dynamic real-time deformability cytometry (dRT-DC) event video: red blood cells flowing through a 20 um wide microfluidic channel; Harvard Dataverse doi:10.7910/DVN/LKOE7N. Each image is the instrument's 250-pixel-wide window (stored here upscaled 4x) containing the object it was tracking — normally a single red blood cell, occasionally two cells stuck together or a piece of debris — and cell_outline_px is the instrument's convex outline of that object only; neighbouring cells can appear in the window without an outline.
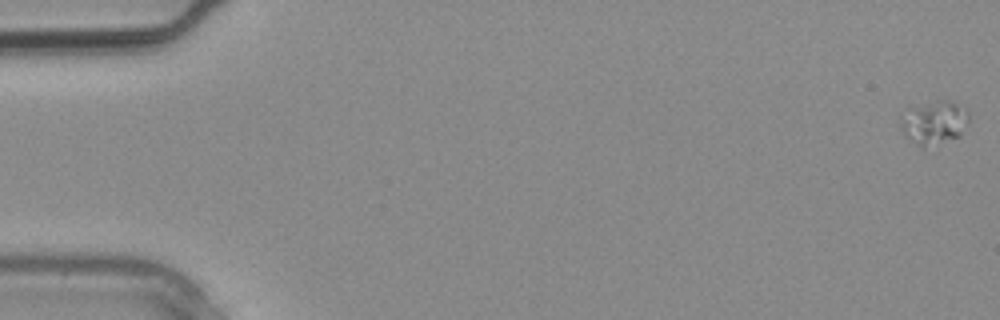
{"species": "common noctule bat (a hibernating species)", "species_latin": "Nyctalus noctula", "temperature_condition": "warm", "stored_images_in_passage": 4, "segment_of_instrument_passage": [1, 2], "camera_frame_rate_fps": 3000, "um_per_image_px": 0.085, "animal": {"sex": "male", "body_mass_g": 20.4}, "frame": {"image": 1, "passage_image": 1, "time_ms": 0.0, "image_size_px": [1000, 320], "cell_outline_px": [[968, 120], [960, 136], [924, 148], [912, 140], [904, 132], [900, 124], [900, 116], [908, 108], [936, 100], [948, 100], [956, 104], [968, 112]], "centroid_in_image_um": [79.38, 10.4], "position_along_channel_um": 5.6, "area_um2": 16.94}}
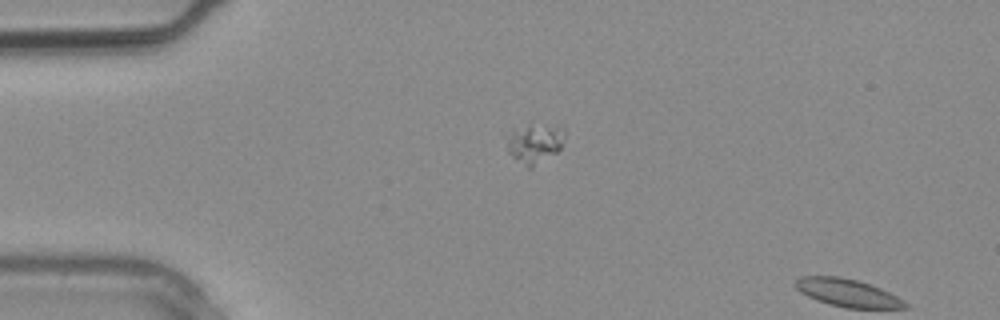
{"frame": {"image": 2, "passage_image": 3, "time_ms": 0.667, "image_size_px": [1000, 320], "cell_outline_px": [[564, 136], [560, 148], [556, 152], [532, 168], [528, 168], [512, 156], [508, 152], [504, 136], [528, 124], [564, 124]], "centroid_in_image_um": [45.46, 12.14], "position_along_channel_um": 39.5, "area_um2": 13.58}}